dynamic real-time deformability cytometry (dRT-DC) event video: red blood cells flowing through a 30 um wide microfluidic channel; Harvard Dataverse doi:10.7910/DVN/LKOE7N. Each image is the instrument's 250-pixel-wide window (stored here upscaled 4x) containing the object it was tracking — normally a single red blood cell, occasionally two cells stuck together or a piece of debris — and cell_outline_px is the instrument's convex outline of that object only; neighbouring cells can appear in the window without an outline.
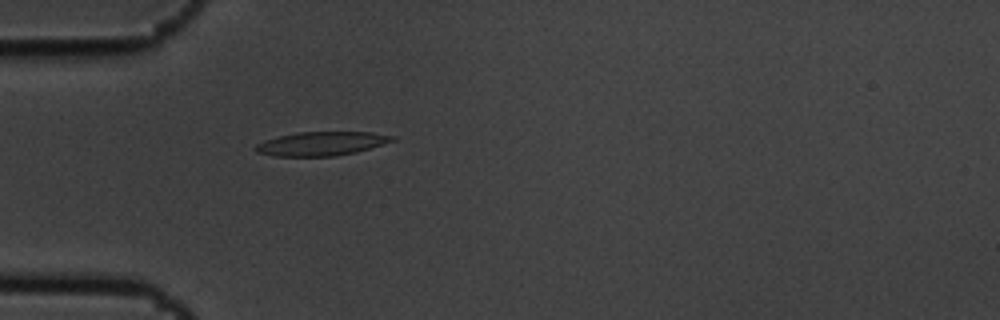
{"species": "common noctule bat (a hibernating species)", "species_latin": "Nyctalus noctula", "temperature_condition": "cold", "stored_images_in_passage": 2, "camera_frame_rate_fps": 3000, "um_per_image_px": 0.085, "animal": {"sex": "male", "body_mass_g": 19.5, "forearm_length_mm": 54.6}, "frame": {"image": 1, "passage_image": 2, "time_ms": 0.333, "image_size_px": [1000, 320], "cell_outline_px": [[396, 140], [356, 152], [336, 156], [272, 156], [256, 152], [252, 148], [256, 144], [264, 140], [296, 132], [372, 132], [396, 136]], "centroid_in_image_um": [27.3, 12.21], "position_along_channel_um": 57.7, "area_um2": 19.13}}